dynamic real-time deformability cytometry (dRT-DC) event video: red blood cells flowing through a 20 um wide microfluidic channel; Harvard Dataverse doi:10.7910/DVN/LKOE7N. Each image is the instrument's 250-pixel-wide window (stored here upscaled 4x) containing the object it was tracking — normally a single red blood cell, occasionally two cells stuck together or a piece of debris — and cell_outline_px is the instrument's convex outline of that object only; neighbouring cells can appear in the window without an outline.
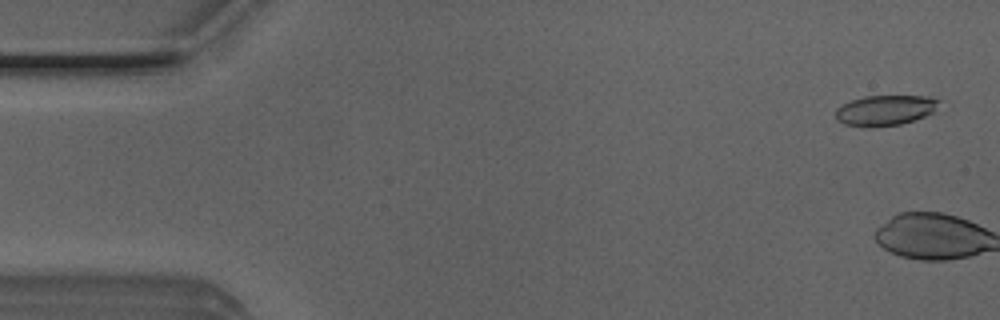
{"species": "Egyptian fruit bat (a non-hibernating species)", "species_latin": "Rousettus aegyptiacus", "temperature_condition": "room temperature", "stored_images_in_passage": 3, "camera_frame_rate_fps": 3000, "um_per_image_px": 0.085, "animal": {"sex": "male"}, "frame": {"image": 1, "passage_image": 2, "time_ms": 0.333, "image_size_px": [1000, 320], "cell_outline_px": [[940, 100], [936, 112], [900, 124], [872, 128], [844, 124], [836, 120], [836, 108], [840, 104], [864, 96], [928, 96]], "centroid_in_image_um": [75.22, 9.38], "position_along_channel_um": 9.8, "area_um2": 18.5}}